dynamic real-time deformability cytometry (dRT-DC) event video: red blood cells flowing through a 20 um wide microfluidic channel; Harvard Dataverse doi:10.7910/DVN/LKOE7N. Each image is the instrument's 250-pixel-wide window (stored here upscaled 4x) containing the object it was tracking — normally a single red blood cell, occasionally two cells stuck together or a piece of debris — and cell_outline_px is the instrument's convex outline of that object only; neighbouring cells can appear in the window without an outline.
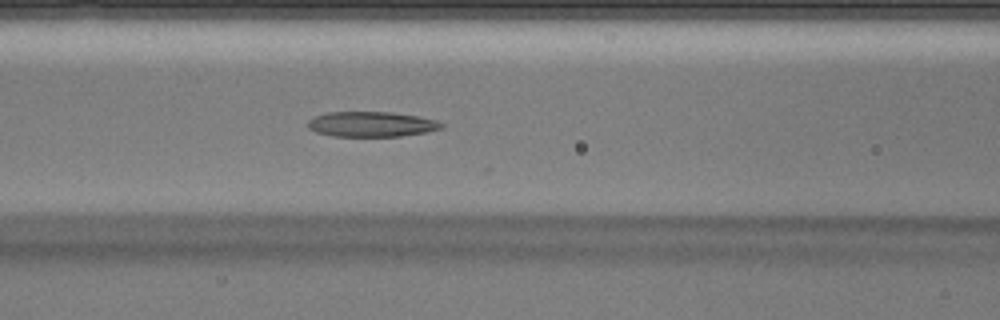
{"species": "Egyptian fruit bat (a non-hibernating species)", "species_latin": "Rousettus aegyptiacus", "temperature_condition": "warm", "stored_images_in_passage": 35, "segment_of_instrument_passage": [1, 2], "camera_frame_rate_fps": 3000, "um_per_image_px": 0.085, "animal": {"sex": "male"}, "frame": {"image": 1, "passage_image": 9, "time_ms": 2.667, "image_size_px": [1000, 320], "cell_outline_px": [[444, 128], [428, 132], [400, 136], [332, 136], [316, 132], [308, 128], [308, 120], [316, 116], [328, 112], [392, 112], [416, 116], [436, 120], [444, 124]], "centroid_in_image_um": [31.59, 10.56], "position_along_channel_um": 135.0, "area_um2": 19.59}}
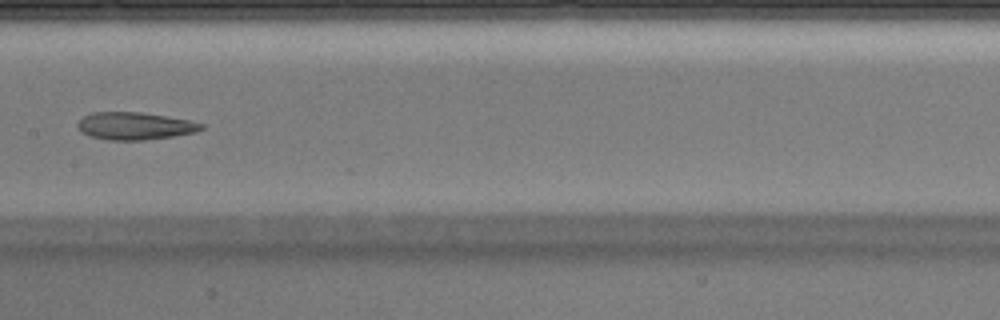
{"frame": {"image": 2, "passage_image": 13, "time_ms": 4.0, "image_size_px": [1000, 320], "cell_outline_px": [[204, 128], [196, 132], [172, 136], [144, 140], [108, 140], [88, 136], [80, 132], [76, 124], [84, 116], [92, 112], [140, 112], [188, 120], [204, 124]], "centroid_in_image_um": [11.42, 10.71], "position_along_channel_um": 196.0, "area_um2": 19.77}}
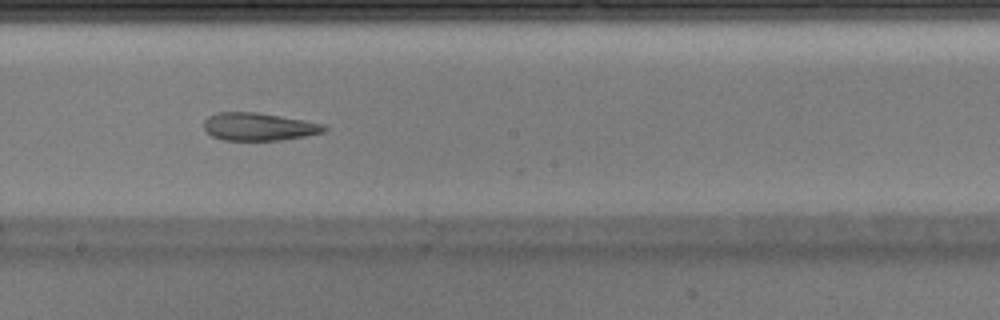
{"frame": {"image": 3, "passage_image": 15, "time_ms": 4.667, "image_size_px": [1000, 320], "cell_outline_px": [[328, 128], [324, 132], [304, 136], [280, 140], [224, 140], [212, 136], [204, 128], [204, 120], [208, 116], [216, 112], [256, 112], [304, 120], [324, 124]], "centroid_in_image_um": [21.98, 10.76], "position_along_channel_um": 226.2, "area_um2": 19.42}}